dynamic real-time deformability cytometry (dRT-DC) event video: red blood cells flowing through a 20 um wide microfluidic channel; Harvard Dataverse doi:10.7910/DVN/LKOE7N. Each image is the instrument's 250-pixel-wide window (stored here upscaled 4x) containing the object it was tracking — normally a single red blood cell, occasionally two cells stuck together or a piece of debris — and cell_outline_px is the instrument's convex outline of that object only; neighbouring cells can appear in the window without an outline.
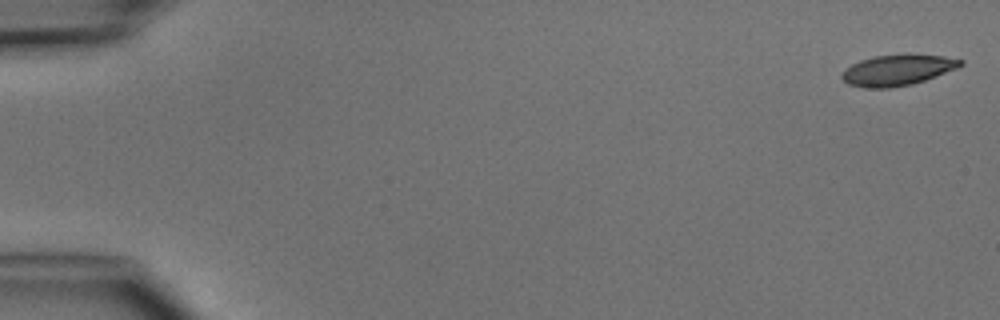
{"species": "common noctule bat (a hibernating species)", "species_latin": "Nyctalus noctula", "temperature_condition": "cold", "stored_images_in_passage": 4, "camera_frame_rate_fps": 3000, "um_per_image_px": 0.085, "animal": {"sex": "male", "body_mass_g": 15.6}, "frame": {"image": 1, "passage_image": 1, "time_ms": 0.0, "image_size_px": [1000, 320], "cell_outline_px": [[964, 64], [956, 68], [924, 80], [912, 84], [892, 88], [864, 88], [848, 84], [840, 76], [852, 64], [860, 60], [876, 56], [908, 52], [944, 56], [964, 60]], "centroid_in_image_um": [76.31, 5.93], "position_along_channel_um": 8.7, "area_um2": 21.56}}
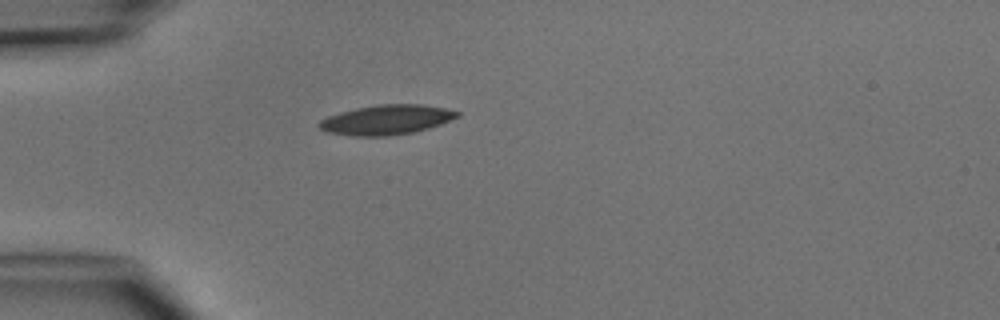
{"frame": {"image": 2, "passage_image": 4, "time_ms": 4.333, "image_size_px": [1000, 320], "cell_outline_px": [[460, 116], [440, 124], [428, 128], [412, 132], [388, 136], [352, 136], [328, 132], [320, 128], [316, 124], [320, 120], [328, 116], [340, 112], [356, 108], [376, 104], [420, 104], [444, 108], [460, 112]], "centroid_in_image_um": [32.82, 10.18], "position_along_channel_um": 52.2, "area_um2": 23.87}}